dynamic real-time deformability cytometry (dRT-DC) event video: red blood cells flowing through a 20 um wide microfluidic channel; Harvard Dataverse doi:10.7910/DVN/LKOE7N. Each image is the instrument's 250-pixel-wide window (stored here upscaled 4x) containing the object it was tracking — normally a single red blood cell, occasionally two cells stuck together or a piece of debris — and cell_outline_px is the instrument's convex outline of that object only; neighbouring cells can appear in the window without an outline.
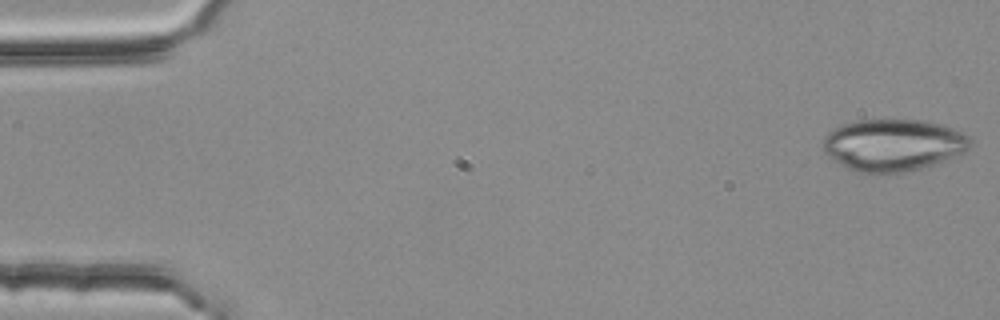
{"species": "common noctule bat (a hibernating species)", "species_latin": "Nyctalus noctula", "temperature_condition": "room temperature", "stored_images_in_passage": 3, "camera_frame_rate_fps": 3000, "um_per_image_px": 0.085, "animal": {"sex": "female", "body_mass_g": 25.1}, "frame": {"image": 1, "passage_image": 1, "time_ms": 0.0, "image_size_px": [1000, 320], "cell_outline_px": [[972, 144], [964, 152], [932, 164], [920, 168], [880, 176], [876, 176], [856, 172], [840, 164], [828, 156], [824, 152], [824, 136], [836, 128], [844, 124], [856, 120], [924, 120], [944, 124], [968, 136], [972, 140]], "centroid_in_image_um": [75.9, 12.34], "position_along_channel_um": 9.1, "area_um2": 44.74}}